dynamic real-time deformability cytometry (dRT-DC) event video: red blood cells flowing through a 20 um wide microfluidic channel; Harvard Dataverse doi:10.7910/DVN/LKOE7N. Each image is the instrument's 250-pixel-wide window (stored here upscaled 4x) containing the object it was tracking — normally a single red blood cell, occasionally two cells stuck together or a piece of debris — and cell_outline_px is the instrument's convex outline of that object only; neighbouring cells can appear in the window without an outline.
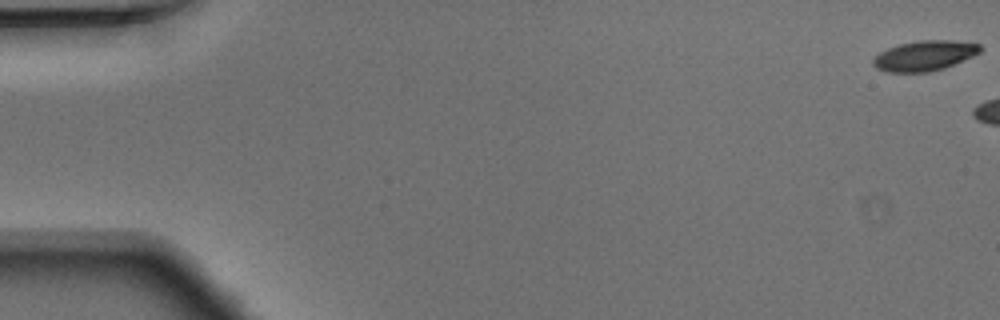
{"species": "Egyptian fruit bat (a non-hibernating species)", "species_latin": "Rousettus aegyptiacus", "temperature_condition": "warm", "stored_images_in_passage": 5, "camera_frame_rate_fps": 3000, "um_per_image_px": 0.085, "animal": {"sex": "male"}, "frame": {"image": 1, "passage_image": 1, "time_ms": 0.0, "image_size_px": [1000, 320], "cell_outline_px": [[984, 48], [980, 52], [972, 56], [944, 68], [928, 72], [888, 72], [876, 68], [872, 64], [872, 60], [880, 52], [888, 48], [900, 44], [920, 40], [952, 40], [980, 44]], "centroid_in_image_um": [78.59, 4.73], "position_along_channel_um": 6.4, "area_um2": 18.73}}